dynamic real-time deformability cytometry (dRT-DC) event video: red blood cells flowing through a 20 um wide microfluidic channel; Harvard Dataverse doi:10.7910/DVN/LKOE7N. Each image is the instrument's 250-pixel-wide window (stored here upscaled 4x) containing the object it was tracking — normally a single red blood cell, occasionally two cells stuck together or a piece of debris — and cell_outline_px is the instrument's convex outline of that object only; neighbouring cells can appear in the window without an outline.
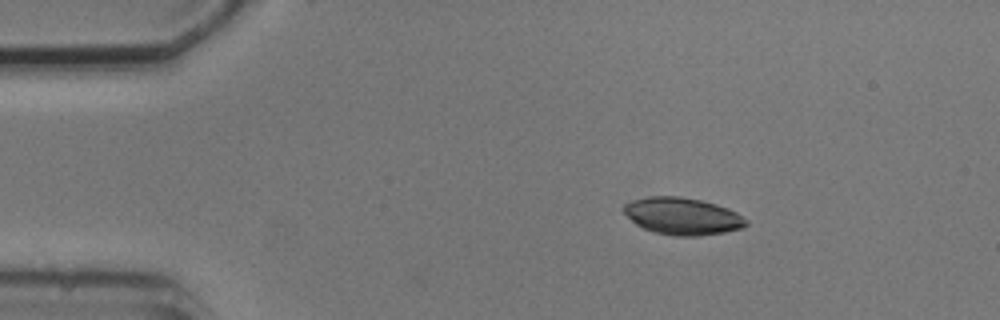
{"species": "common noctule bat (a hibernating species)", "species_latin": "Nyctalus noctula", "temperature_condition": "cold", "stored_images_in_passage": 3, "camera_frame_rate_fps": 3000, "um_per_image_px": 0.085, "animal": {"sex": "male", "body_mass_g": 20.5, "forearm_length_mm": 52.5}, "frame": {"image": 1, "passage_image": 1, "time_ms": 0.0, "image_size_px": [1000, 320], "cell_outline_px": [[748, 224], [744, 228], [724, 232], [700, 236], [672, 236], [652, 232], [636, 224], [624, 212], [624, 204], [632, 200], [648, 196], [680, 196], [700, 200], [716, 204], [728, 208], [736, 212], [748, 220]], "centroid_in_image_um": [58.03, 18.38], "position_along_channel_um": 27.0, "area_um2": 26.59}}
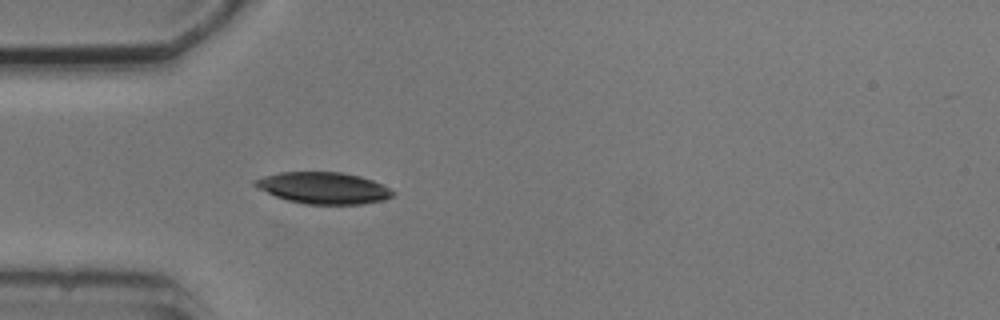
{"frame": {"image": 2, "passage_image": 3, "time_ms": 2.333, "image_size_px": [1000, 320], "cell_outline_px": [[396, 192], [392, 196], [384, 200], [364, 204], [304, 204], [288, 200], [276, 196], [252, 184], [252, 180], [264, 176], [280, 172], [340, 172], [360, 176], [372, 180]], "centroid_in_image_um": [27.5, 15.98], "position_along_channel_um": 57.5, "area_um2": 25.2}}